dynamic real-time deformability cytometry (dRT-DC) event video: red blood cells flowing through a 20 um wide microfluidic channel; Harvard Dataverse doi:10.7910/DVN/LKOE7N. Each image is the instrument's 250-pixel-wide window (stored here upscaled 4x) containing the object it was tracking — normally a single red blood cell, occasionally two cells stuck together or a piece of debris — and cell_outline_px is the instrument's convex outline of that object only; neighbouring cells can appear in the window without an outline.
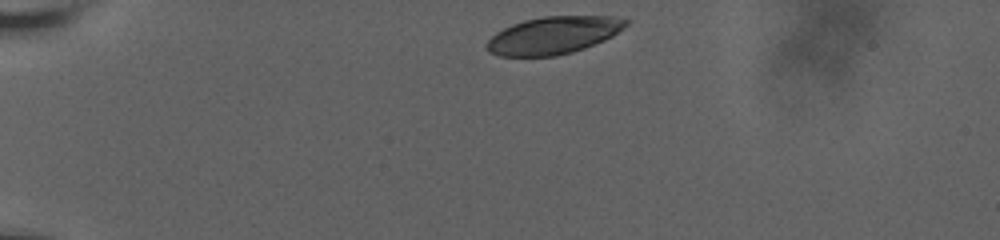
{"species": "human", "species_latin": "Homo sapiens", "temperature_condition": "room temperature", "stored_images_in_passage": 7, "camera_frame_rate_fps": 3000, "um_per_image_px": 0.085, "donor": {"sex": "male"}, "frame": {"image": 1, "passage_image": 1, "time_ms": 0.0, "image_size_px": [1000, 240], "cell_outline_px": [[632, 20], [624, 28], [612, 36], [604, 40], [584, 48], [572, 52], [556, 56], [500, 56], [488, 52], [484, 48], [484, 44], [496, 32], [512, 24], [524, 20], [544, 16], [612, 16]], "centroid_in_image_um": [47.03, 3.0], "position_along_channel_um": 38.0, "area_um2": 30.58}}
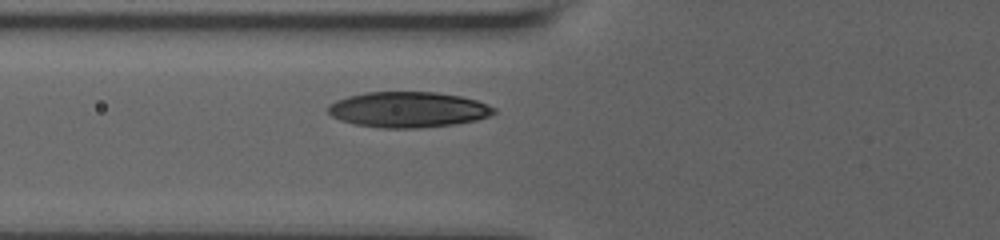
{"frame": {"image": 2, "passage_image": 4, "time_ms": 3.333, "image_size_px": [1000, 240], "cell_outline_px": [[496, 112], [488, 116], [476, 120], [452, 124], [420, 128], [380, 128], [352, 124], [340, 120], [332, 116], [328, 112], [328, 104], [336, 100], [348, 96], [364, 92], [436, 92], [460, 96], [476, 100], [496, 108]], "centroid_in_image_um": [34.65, 9.32], "position_along_channel_um": 91.1, "area_um2": 34.51}}
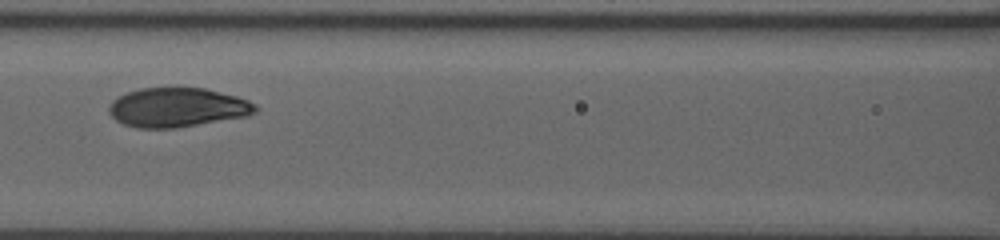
{"frame": {"image": 3, "passage_image": 6, "time_ms": 5.0, "image_size_px": [1000, 240], "cell_outline_px": [[256, 112], [248, 116], [176, 128], [136, 128], [124, 124], [116, 120], [108, 112], [108, 108], [112, 100], [128, 92], [140, 88], [176, 84], [204, 88], [236, 96], [248, 100], [256, 104]], "centroid_in_image_um": [15.06, 9.09], "position_along_channel_um": 151.5, "area_um2": 34.39}}